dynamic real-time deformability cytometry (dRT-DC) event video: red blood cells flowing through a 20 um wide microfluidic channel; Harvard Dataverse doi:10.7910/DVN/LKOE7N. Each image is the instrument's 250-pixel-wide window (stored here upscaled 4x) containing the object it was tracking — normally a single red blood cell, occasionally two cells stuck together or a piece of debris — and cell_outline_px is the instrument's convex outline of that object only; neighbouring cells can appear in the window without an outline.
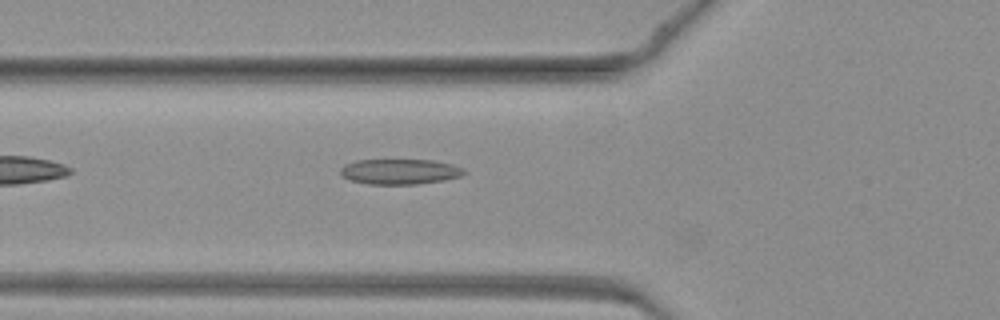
{"species": "common noctule bat (a hibernating species)", "species_latin": "Nyctalus noctula", "temperature_condition": "warm", "stored_images_in_passage": 32, "camera_frame_rate_fps": 3000, "um_per_image_px": 0.085, "animal": {"sex": "female", "body_mass_g": 19.3, "forearm_length_mm": 54.1}, "frame": {"image": 1, "passage_image": 2, "time_ms": 0.333, "image_size_px": [1000, 320], "cell_outline_px": [[468, 172], [460, 176], [444, 180], [416, 184], [368, 184], [348, 180], [340, 176], [340, 168], [344, 164], [356, 160], [432, 160], [452, 164], [464, 168]], "centroid_in_image_um": [33.95, 14.59], "position_along_channel_um": 91.8, "area_um2": 18.44}}
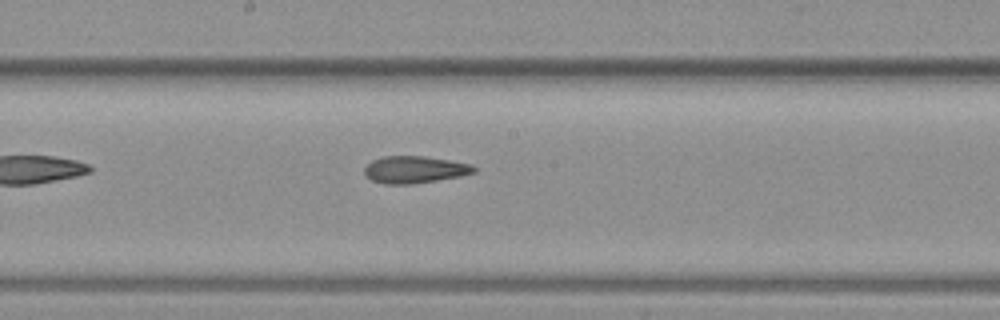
{"frame": {"image": 2, "passage_image": 10, "time_ms": 3.0, "image_size_px": [1000, 320], "cell_outline_px": [[476, 172], [460, 176], [412, 184], [384, 184], [372, 180], [364, 176], [364, 168], [372, 160], [384, 156], [424, 156], [472, 164], [476, 168]], "centroid_in_image_um": [35.22, 14.42], "position_along_channel_um": 213.0, "area_um2": 17.28}}
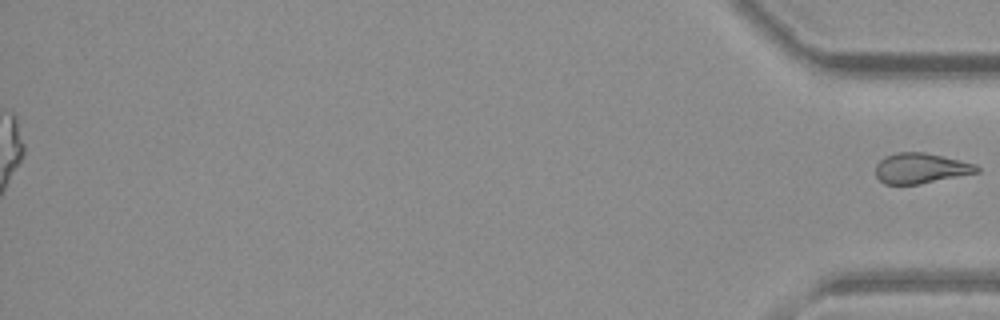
{"frame": {"image": 3, "passage_image": 32, "time_ms": 10.333, "image_size_px": [1000, 320], "cell_outline_px": [[980, 172], [920, 184], [884, 184], [876, 176], [876, 164], [884, 156], [896, 152], [924, 152], [960, 160], [976, 164], [980, 168]], "centroid_in_image_um": [78.26, 14.3], "position_along_channel_um": 356.9, "area_um2": 17.98}}